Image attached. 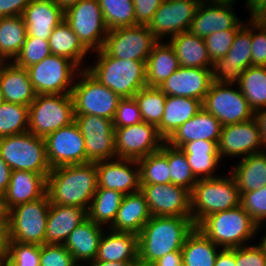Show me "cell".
<instances>
[{
	"instance_id": "obj_71",
	"label": "cell",
	"mask_w": 266,
	"mask_h": 266,
	"mask_svg": "<svg viewBox=\"0 0 266 266\" xmlns=\"http://www.w3.org/2000/svg\"><path fill=\"white\" fill-rule=\"evenodd\" d=\"M73 266H87V264H79V263H76L75 265Z\"/></svg>"
},
{
	"instance_id": "obj_70",
	"label": "cell",
	"mask_w": 266,
	"mask_h": 266,
	"mask_svg": "<svg viewBox=\"0 0 266 266\" xmlns=\"http://www.w3.org/2000/svg\"><path fill=\"white\" fill-rule=\"evenodd\" d=\"M3 102H4L3 94H2V91L0 89V104H2Z\"/></svg>"
},
{
	"instance_id": "obj_27",
	"label": "cell",
	"mask_w": 266,
	"mask_h": 266,
	"mask_svg": "<svg viewBox=\"0 0 266 266\" xmlns=\"http://www.w3.org/2000/svg\"><path fill=\"white\" fill-rule=\"evenodd\" d=\"M87 218V210L81 207L50 203L44 244L63 245L69 234Z\"/></svg>"
},
{
	"instance_id": "obj_59",
	"label": "cell",
	"mask_w": 266,
	"mask_h": 266,
	"mask_svg": "<svg viewBox=\"0 0 266 266\" xmlns=\"http://www.w3.org/2000/svg\"><path fill=\"white\" fill-rule=\"evenodd\" d=\"M10 244L9 219H0V254H7Z\"/></svg>"
},
{
	"instance_id": "obj_52",
	"label": "cell",
	"mask_w": 266,
	"mask_h": 266,
	"mask_svg": "<svg viewBox=\"0 0 266 266\" xmlns=\"http://www.w3.org/2000/svg\"><path fill=\"white\" fill-rule=\"evenodd\" d=\"M143 121L138 104L134 98H124L119 101L113 119L114 128L132 126Z\"/></svg>"
},
{
	"instance_id": "obj_30",
	"label": "cell",
	"mask_w": 266,
	"mask_h": 266,
	"mask_svg": "<svg viewBox=\"0 0 266 266\" xmlns=\"http://www.w3.org/2000/svg\"><path fill=\"white\" fill-rule=\"evenodd\" d=\"M46 194V178L36 172L13 170L6 192L4 193L7 207L40 199Z\"/></svg>"
},
{
	"instance_id": "obj_4",
	"label": "cell",
	"mask_w": 266,
	"mask_h": 266,
	"mask_svg": "<svg viewBox=\"0 0 266 266\" xmlns=\"http://www.w3.org/2000/svg\"><path fill=\"white\" fill-rule=\"evenodd\" d=\"M196 227L221 249H232L255 242L258 225L239 205L208 215Z\"/></svg>"
},
{
	"instance_id": "obj_64",
	"label": "cell",
	"mask_w": 266,
	"mask_h": 266,
	"mask_svg": "<svg viewBox=\"0 0 266 266\" xmlns=\"http://www.w3.org/2000/svg\"><path fill=\"white\" fill-rule=\"evenodd\" d=\"M250 19L261 29L266 30V6L259 9Z\"/></svg>"
},
{
	"instance_id": "obj_42",
	"label": "cell",
	"mask_w": 266,
	"mask_h": 266,
	"mask_svg": "<svg viewBox=\"0 0 266 266\" xmlns=\"http://www.w3.org/2000/svg\"><path fill=\"white\" fill-rule=\"evenodd\" d=\"M140 184H168L171 175L167 161V142L157 152L138 160Z\"/></svg>"
},
{
	"instance_id": "obj_34",
	"label": "cell",
	"mask_w": 266,
	"mask_h": 266,
	"mask_svg": "<svg viewBox=\"0 0 266 266\" xmlns=\"http://www.w3.org/2000/svg\"><path fill=\"white\" fill-rule=\"evenodd\" d=\"M48 41L51 54L68 58L81 70L87 68L91 53L82 45L65 20L54 28Z\"/></svg>"
},
{
	"instance_id": "obj_46",
	"label": "cell",
	"mask_w": 266,
	"mask_h": 266,
	"mask_svg": "<svg viewBox=\"0 0 266 266\" xmlns=\"http://www.w3.org/2000/svg\"><path fill=\"white\" fill-rule=\"evenodd\" d=\"M167 161L171 175V183L192 191L197 179L191 171L185 153L167 143Z\"/></svg>"
},
{
	"instance_id": "obj_55",
	"label": "cell",
	"mask_w": 266,
	"mask_h": 266,
	"mask_svg": "<svg viewBox=\"0 0 266 266\" xmlns=\"http://www.w3.org/2000/svg\"><path fill=\"white\" fill-rule=\"evenodd\" d=\"M135 7V25H145L151 22L155 12L164 0H132Z\"/></svg>"
},
{
	"instance_id": "obj_15",
	"label": "cell",
	"mask_w": 266,
	"mask_h": 266,
	"mask_svg": "<svg viewBox=\"0 0 266 266\" xmlns=\"http://www.w3.org/2000/svg\"><path fill=\"white\" fill-rule=\"evenodd\" d=\"M85 140L86 163L116 158L113 120L96 115H75Z\"/></svg>"
},
{
	"instance_id": "obj_66",
	"label": "cell",
	"mask_w": 266,
	"mask_h": 266,
	"mask_svg": "<svg viewBox=\"0 0 266 266\" xmlns=\"http://www.w3.org/2000/svg\"><path fill=\"white\" fill-rule=\"evenodd\" d=\"M64 12L80 0H53Z\"/></svg>"
},
{
	"instance_id": "obj_14",
	"label": "cell",
	"mask_w": 266,
	"mask_h": 266,
	"mask_svg": "<svg viewBox=\"0 0 266 266\" xmlns=\"http://www.w3.org/2000/svg\"><path fill=\"white\" fill-rule=\"evenodd\" d=\"M246 20L244 26L236 33L226 56L213 62L211 68L213 82L237 85L243 71L251 66V19Z\"/></svg>"
},
{
	"instance_id": "obj_26",
	"label": "cell",
	"mask_w": 266,
	"mask_h": 266,
	"mask_svg": "<svg viewBox=\"0 0 266 266\" xmlns=\"http://www.w3.org/2000/svg\"><path fill=\"white\" fill-rule=\"evenodd\" d=\"M222 125L211 113L202 108L196 115L183 123L166 142L181 148L185 143L195 140L219 142Z\"/></svg>"
},
{
	"instance_id": "obj_72",
	"label": "cell",
	"mask_w": 266,
	"mask_h": 266,
	"mask_svg": "<svg viewBox=\"0 0 266 266\" xmlns=\"http://www.w3.org/2000/svg\"><path fill=\"white\" fill-rule=\"evenodd\" d=\"M134 266H150V265H143V264L137 263Z\"/></svg>"
},
{
	"instance_id": "obj_13",
	"label": "cell",
	"mask_w": 266,
	"mask_h": 266,
	"mask_svg": "<svg viewBox=\"0 0 266 266\" xmlns=\"http://www.w3.org/2000/svg\"><path fill=\"white\" fill-rule=\"evenodd\" d=\"M157 42L148 26L134 25L109 30L103 49L114 58L146 63Z\"/></svg>"
},
{
	"instance_id": "obj_32",
	"label": "cell",
	"mask_w": 266,
	"mask_h": 266,
	"mask_svg": "<svg viewBox=\"0 0 266 266\" xmlns=\"http://www.w3.org/2000/svg\"><path fill=\"white\" fill-rule=\"evenodd\" d=\"M95 260L107 262L139 261L138 235L106 228L100 239Z\"/></svg>"
},
{
	"instance_id": "obj_60",
	"label": "cell",
	"mask_w": 266,
	"mask_h": 266,
	"mask_svg": "<svg viewBox=\"0 0 266 266\" xmlns=\"http://www.w3.org/2000/svg\"><path fill=\"white\" fill-rule=\"evenodd\" d=\"M12 169L0 156V193H5L10 181Z\"/></svg>"
},
{
	"instance_id": "obj_40",
	"label": "cell",
	"mask_w": 266,
	"mask_h": 266,
	"mask_svg": "<svg viewBox=\"0 0 266 266\" xmlns=\"http://www.w3.org/2000/svg\"><path fill=\"white\" fill-rule=\"evenodd\" d=\"M124 195L116 190L97 188L90 207L88 218L105 228H109L117 215Z\"/></svg>"
},
{
	"instance_id": "obj_50",
	"label": "cell",
	"mask_w": 266,
	"mask_h": 266,
	"mask_svg": "<svg viewBox=\"0 0 266 266\" xmlns=\"http://www.w3.org/2000/svg\"><path fill=\"white\" fill-rule=\"evenodd\" d=\"M239 30L227 29L217 31L205 38L206 48L212 62L226 56Z\"/></svg>"
},
{
	"instance_id": "obj_38",
	"label": "cell",
	"mask_w": 266,
	"mask_h": 266,
	"mask_svg": "<svg viewBox=\"0 0 266 266\" xmlns=\"http://www.w3.org/2000/svg\"><path fill=\"white\" fill-rule=\"evenodd\" d=\"M221 250L195 227L181 249L183 266H214Z\"/></svg>"
},
{
	"instance_id": "obj_11",
	"label": "cell",
	"mask_w": 266,
	"mask_h": 266,
	"mask_svg": "<svg viewBox=\"0 0 266 266\" xmlns=\"http://www.w3.org/2000/svg\"><path fill=\"white\" fill-rule=\"evenodd\" d=\"M50 202L45 194L38 200L10 209V241L43 245Z\"/></svg>"
},
{
	"instance_id": "obj_28",
	"label": "cell",
	"mask_w": 266,
	"mask_h": 266,
	"mask_svg": "<svg viewBox=\"0 0 266 266\" xmlns=\"http://www.w3.org/2000/svg\"><path fill=\"white\" fill-rule=\"evenodd\" d=\"M105 229L87 218L69 234L63 245L75 263L88 264L96 259L99 242Z\"/></svg>"
},
{
	"instance_id": "obj_31",
	"label": "cell",
	"mask_w": 266,
	"mask_h": 266,
	"mask_svg": "<svg viewBox=\"0 0 266 266\" xmlns=\"http://www.w3.org/2000/svg\"><path fill=\"white\" fill-rule=\"evenodd\" d=\"M152 217L147 202L140 191L124 195L110 230L139 234Z\"/></svg>"
},
{
	"instance_id": "obj_7",
	"label": "cell",
	"mask_w": 266,
	"mask_h": 266,
	"mask_svg": "<svg viewBox=\"0 0 266 266\" xmlns=\"http://www.w3.org/2000/svg\"><path fill=\"white\" fill-rule=\"evenodd\" d=\"M74 121L71 94H37L29 106L28 131L38 137L45 138Z\"/></svg>"
},
{
	"instance_id": "obj_49",
	"label": "cell",
	"mask_w": 266,
	"mask_h": 266,
	"mask_svg": "<svg viewBox=\"0 0 266 266\" xmlns=\"http://www.w3.org/2000/svg\"><path fill=\"white\" fill-rule=\"evenodd\" d=\"M240 205L259 226L266 220V185L240 194Z\"/></svg>"
},
{
	"instance_id": "obj_16",
	"label": "cell",
	"mask_w": 266,
	"mask_h": 266,
	"mask_svg": "<svg viewBox=\"0 0 266 266\" xmlns=\"http://www.w3.org/2000/svg\"><path fill=\"white\" fill-rule=\"evenodd\" d=\"M165 142L157 126L144 121L132 126L115 128L116 158L138 161L159 151Z\"/></svg>"
},
{
	"instance_id": "obj_24",
	"label": "cell",
	"mask_w": 266,
	"mask_h": 266,
	"mask_svg": "<svg viewBox=\"0 0 266 266\" xmlns=\"http://www.w3.org/2000/svg\"><path fill=\"white\" fill-rule=\"evenodd\" d=\"M22 17L27 36L49 40L54 28L64 21V11L53 0H32Z\"/></svg>"
},
{
	"instance_id": "obj_9",
	"label": "cell",
	"mask_w": 266,
	"mask_h": 266,
	"mask_svg": "<svg viewBox=\"0 0 266 266\" xmlns=\"http://www.w3.org/2000/svg\"><path fill=\"white\" fill-rule=\"evenodd\" d=\"M27 71L36 94H71L81 69L66 57L50 54Z\"/></svg>"
},
{
	"instance_id": "obj_36",
	"label": "cell",
	"mask_w": 266,
	"mask_h": 266,
	"mask_svg": "<svg viewBox=\"0 0 266 266\" xmlns=\"http://www.w3.org/2000/svg\"><path fill=\"white\" fill-rule=\"evenodd\" d=\"M182 67L212 68L213 62L208 54L204 38L191 34L189 31L179 33L167 41Z\"/></svg>"
},
{
	"instance_id": "obj_35",
	"label": "cell",
	"mask_w": 266,
	"mask_h": 266,
	"mask_svg": "<svg viewBox=\"0 0 266 266\" xmlns=\"http://www.w3.org/2000/svg\"><path fill=\"white\" fill-rule=\"evenodd\" d=\"M202 108L201 100L166 95L162 121L157 126L160 135L167 140L183 123L196 115Z\"/></svg>"
},
{
	"instance_id": "obj_21",
	"label": "cell",
	"mask_w": 266,
	"mask_h": 266,
	"mask_svg": "<svg viewBox=\"0 0 266 266\" xmlns=\"http://www.w3.org/2000/svg\"><path fill=\"white\" fill-rule=\"evenodd\" d=\"M44 140L51 169L86 164L85 140L75 121L48 134Z\"/></svg>"
},
{
	"instance_id": "obj_67",
	"label": "cell",
	"mask_w": 266,
	"mask_h": 266,
	"mask_svg": "<svg viewBox=\"0 0 266 266\" xmlns=\"http://www.w3.org/2000/svg\"><path fill=\"white\" fill-rule=\"evenodd\" d=\"M256 237H257V239L260 238L256 241V243H258V245L263 249L264 253L266 254V230H263V231L257 230V236Z\"/></svg>"
},
{
	"instance_id": "obj_63",
	"label": "cell",
	"mask_w": 266,
	"mask_h": 266,
	"mask_svg": "<svg viewBox=\"0 0 266 266\" xmlns=\"http://www.w3.org/2000/svg\"><path fill=\"white\" fill-rule=\"evenodd\" d=\"M137 263H139V261L107 262V261L94 260L88 263L87 266H134Z\"/></svg>"
},
{
	"instance_id": "obj_23",
	"label": "cell",
	"mask_w": 266,
	"mask_h": 266,
	"mask_svg": "<svg viewBox=\"0 0 266 266\" xmlns=\"http://www.w3.org/2000/svg\"><path fill=\"white\" fill-rule=\"evenodd\" d=\"M212 82L211 68L180 66L159 88L165 95L190 97L203 102Z\"/></svg>"
},
{
	"instance_id": "obj_20",
	"label": "cell",
	"mask_w": 266,
	"mask_h": 266,
	"mask_svg": "<svg viewBox=\"0 0 266 266\" xmlns=\"http://www.w3.org/2000/svg\"><path fill=\"white\" fill-rule=\"evenodd\" d=\"M152 216L191 217V191L172 183L140 184Z\"/></svg>"
},
{
	"instance_id": "obj_19",
	"label": "cell",
	"mask_w": 266,
	"mask_h": 266,
	"mask_svg": "<svg viewBox=\"0 0 266 266\" xmlns=\"http://www.w3.org/2000/svg\"><path fill=\"white\" fill-rule=\"evenodd\" d=\"M198 6L195 0H164L148 28L157 41H168L189 30Z\"/></svg>"
},
{
	"instance_id": "obj_25",
	"label": "cell",
	"mask_w": 266,
	"mask_h": 266,
	"mask_svg": "<svg viewBox=\"0 0 266 266\" xmlns=\"http://www.w3.org/2000/svg\"><path fill=\"white\" fill-rule=\"evenodd\" d=\"M218 143L208 140H195L185 143L180 149L185 153L192 173L197 180L211 179L223 174L217 173L226 162H222L218 153ZM225 163V164H223ZM219 168V169H218Z\"/></svg>"
},
{
	"instance_id": "obj_6",
	"label": "cell",
	"mask_w": 266,
	"mask_h": 266,
	"mask_svg": "<svg viewBox=\"0 0 266 266\" xmlns=\"http://www.w3.org/2000/svg\"><path fill=\"white\" fill-rule=\"evenodd\" d=\"M0 156L12 171L36 172L45 178L51 171L44 138L29 131L0 138Z\"/></svg>"
},
{
	"instance_id": "obj_56",
	"label": "cell",
	"mask_w": 266,
	"mask_h": 266,
	"mask_svg": "<svg viewBox=\"0 0 266 266\" xmlns=\"http://www.w3.org/2000/svg\"><path fill=\"white\" fill-rule=\"evenodd\" d=\"M32 0H0V17L22 16Z\"/></svg>"
},
{
	"instance_id": "obj_10",
	"label": "cell",
	"mask_w": 266,
	"mask_h": 266,
	"mask_svg": "<svg viewBox=\"0 0 266 266\" xmlns=\"http://www.w3.org/2000/svg\"><path fill=\"white\" fill-rule=\"evenodd\" d=\"M64 20L90 53L103 48L109 30L98 0H80L64 12Z\"/></svg>"
},
{
	"instance_id": "obj_68",
	"label": "cell",
	"mask_w": 266,
	"mask_h": 266,
	"mask_svg": "<svg viewBox=\"0 0 266 266\" xmlns=\"http://www.w3.org/2000/svg\"><path fill=\"white\" fill-rule=\"evenodd\" d=\"M0 266H8L7 254H0Z\"/></svg>"
},
{
	"instance_id": "obj_73",
	"label": "cell",
	"mask_w": 266,
	"mask_h": 266,
	"mask_svg": "<svg viewBox=\"0 0 266 266\" xmlns=\"http://www.w3.org/2000/svg\"><path fill=\"white\" fill-rule=\"evenodd\" d=\"M195 1L201 3V2H206L207 0H195Z\"/></svg>"
},
{
	"instance_id": "obj_43",
	"label": "cell",
	"mask_w": 266,
	"mask_h": 266,
	"mask_svg": "<svg viewBox=\"0 0 266 266\" xmlns=\"http://www.w3.org/2000/svg\"><path fill=\"white\" fill-rule=\"evenodd\" d=\"M144 122L158 126L164 114L166 95L159 87L145 86L134 96Z\"/></svg>"
},
{
	"instance_id": "obj_51",
	"label": "cell",
	"mask_w": 266,
	"mask_h": 266,
	"mask_svg": "<svg viewBox=\"0 0 266 266\" xmlns=\"http://www.w3.org/2000/svg\"><path fill=\"white\" fill-rule=\"evenodd\" d=\"M40 266H73L72 255L62 244L40 245Z\"/></svg>"
},
{
	"instance_id": "obj_69",
	"label": "cell",
	"mask_w": 266,
	"mask_h": 266,
	"mask_svg": "<svg viewBox=\"0 0 266 266\" xmlns=\"http://www.w3.org/2000/svg\"><path fill=\"white\" fill-rule=\"evenodd\" d=\"M257 230H266V220L257 227Z\"/></svg>"
},
{
	"instance_id": "obj_37",
	"label": "cell",
	"mask_w": 266,
	"mask_h": 266,
	"mask_svg": "<svg viewBox=\"0 0 266 266\" xmlns=\"http://www.w3.org/2000/svg\"><path fill=\"white\" fill-rule=\"evenodd\" d=\"M179 67V60L170 44L158 41L146 62V86L159 87Z\"/></svg>"
},
{
	"instance_id": "obj_3",
	"label": "cell",
	"mask_w": 266,
	"mask_h": 266,
	"mask_svg": "<svg viewBox=\"0 0 266 266\" xmlns=\"http://www.w3.org/2000/svg\"><path fill=\"white\" fill-rule=\"evenodd\" d=\"M86 70L121 99L133 96L146 86V63L111 57L103 48L92 52ZM91 63V64H90Z\"/></svg>"
},
{
	"instance_id": "obj_18",
	"label": "cell",
	"mask_w": 266,
	"mask_h": 266,
	"mask_svg": "<svg viewBox=\"0 0 266 266\" xmlns=\"http://www.w3.org/2000/svg\"><path fill=\"white\" fill-rule=\"evenodd\" d=\"M238 1H206L199 3L191 22L189 32L200 38H206L214 32L227 29H241L244 19L235 12Z\"/></svg>"
},
{
	"instance_id": "obj_48",
	"label": "cell",
	"mask_w": 266,
	"mask_h": 266,
	"mask_svg": "<svg viewBox=\"0 0 266 266\" xmlns=\"http://www.w3.org/2000/svg\"><path fill=\"white\" fill-rule=\"evenodd\" d=\"M8 266H40V245L10 241Z\"/></svg>"
},
{
	"instance_id": "obj_58",
	"label": "cell",
	"mask_w": 266,
	"mask_h": 266,
	"mask_svg": "<svg viewBox=\"0 0 266 266\" xmlns=\"http://www.w3.org/2000/svg\"><path fill=\"white\" fill-rule=\"evenodd\" d=\"M214 266H236V248L222 249L217 255Z\"/></svg>"
},
{
	"instance_id": "obj_22",
	"label": "cell",
	"mask_w": 266,
	"mask_h": 266,
	"mask_svg": "<svg viewBox=\"0 0 266 266\" xmlns=\"http://www.w3.org/2000/svg\"><path fill=\"white\" fill-rule=\"evenodd\" d=\"M95 164L98 188L116 190L123 195L140 191V167L137 160L115 158Z\"/></svg>"
},
{
	"instance_id": "obj_53",
	"label": "cell",
	"mask_w": 266,
	"mask_h": 266,
	"mask_svg": "<svg viewBox=\"0 0 266 266\" xmlns=\"http://www.w3.org/2000/svg\"><path fill=\"white\" fill-rule=\"evenodd\" d=\"M236 266H266V254L256 242L238 247Z\"/></svg>"
},
{
	"instance_id": "obj_44",
	"label": "cell",
	"mask_w": 266,
	"mask_h": 266,
	"mask_svg": "<svg viewBox=\"0 0 266 266\" xmlns=\"http://www.w3.org/2000/svg\"><path fill=\"white\" fill-rule=\"evenodd\" d=\"M29 125V106L4 101L0 104V138L25 133Z\"/></svg>"
},
{
	"instance_id": "obj_47",
	"label": "cell",
	"mask_w": 266,
	"mask_h": 266,
	"mask_svg": "<svg viewBox=\"0 0 266 266\" xmlns=\"http://www.w3.org/2000/svg\"><path fill=\"white\" fill-rule=\"evenodd\" d=\"M50 54L48 40L27 36L20 53L14 59L13 63L20 68L27 69L28 67L41 62Z\"/></svg>"
},
{
	"instance_id": "obj_61",
	"label": "cell",
	"mask_w": 266,
	"mask_h": 266,
	"mask_svg": "<svg viewBox=\"0 0 266 266\" xmlns=\"http://www.w3.org/2000/svg\"><path fill=\"white\" fill-rule=\"evenodd\" d=\"M254 117L256 118L258 122L260 132H261L262 142L266 150V107L257 110L255 112Z\"/></svg>"
},
{
	"instance_id": "obj_29",
	"label": "cell",
	"mask_w": 266,
	"mask_h": 266,
	"mask_svg": "<svg viewBox=\"0 0 266 266\" xmlns=\"http://www.w3.org/2000/svg\"><path fill=\"white\" fill-rule=\"evenodd\" d=\"M0 89L6 102L30 106L36 97L27 69L0 62Z\"/></svg>"
},
{
	"instance_id": "obj_12",
	"label": "cell",
	"mask_w": 266,
	"mask_h": 266,
	"mask_svg": "<svg viewBox=\"0 0 266 266\" xmlns=\"http://www.w3.org/2000/svg\"><path fill=\"white\" fill-rule=\"evenodd\" d=\"M202 107L216 117L222 126L245 122L255 115L238 85L212 82Z\"/></svg>"
},
{
	"instance_id": "obj_39",
	"label": "cell",
	"mask_w": 266,
	"mask_h": 266,
	"mask_svg": "<svg viewBox=\"0 0 266 266\" xmlns=\"http://www.w3.org/2000/svg\"><path fill=\"white\" fill-rule=\"evenodd\" d=\"M27 37L22 16L0 17V62H13Z\"/></svg>"
},
{
	"instance_id": "obj_8",
	"label": "cell",
	"mask_w": 266,
	"mask_h": 266,
	"mask_svg": "<svg viewBox=\"0 0 266 266\" xmlns=\"http://www.w3.org/2000/svg\"><path fill=\"white\" fill-rule=\"evenodd\" d=\"M75 115H96L114 119L121 98L97 81L86 69L81 70L72 88Z\"/></svg>"
},
{
	"instance_id": "obj_57",
	"label": "cell",
	"mask_w": 266,
	"mask_h": 266,
	"mask_svg": "<svg viewBox=\"0 0 266 266\" xmlns=\"http://www.w3.org/2000/svg\"><path fill=\"white\" fill-rule=\"evenodd\" d=\"M150 266H183L182 253L181 251L169 252Z\"/></svg>"
},
{
	"instance_id": "obj_41",
	"label": "cell",
	"mask_w": 266,
	"mask_h": 266,
	"mask_svg": "<svg viewBox=\"0 0 266 266\" xmlns=\"http://www.w3.org/2000/svg\"><path fill=\"white\" fill-rule=\"evenodd\" d=\"M237 85L254 112L266 107V66L248 67Z\"/></svg>"
},
{
	"instance_id": "obj_1",
	"label": "cell",
	"mask_w": 266,
	"mask_h": 266,
	"mask_svg": "<svg viewBox=\"0 0 266 266\" xmlns=\"http://www.w3.org/2000/svg\"><path fill=\"white\" fill-rule=\"evenodd\" d=\"M98 188L95 163L52 168L46 178V194L56 205L78 206L88 211Z\"/></svg>"
},
{
	"instance_id": "obj_54",
	"label": "cell",
	"mask_w": 266,
	"mask_h": 266,
	"mask_svg": "<svg viewBox=\"0 0 266 266\" xmlns=\"http://www.w3.org/2000/svg\"><path fill=\"white\" fill-rule=\"evenodd\" d=\"M251 66H266V30L251 20Z\"/></svg>"
},
{
	"instance_id": "obj_65",
	"label": "cell",
	"mask_w": 266,
	"mask_h": 266,
	"mask_svg": "<svg viewBox=\"0 0 266 266\" xmlns=\"http://www.w3.org/2000/svg\"><path fill=\"white\" fill-rule=\"evenodd\" d=\"M9 208L6 204L4 193H0V219H9Z\"/></svg>"
},
{
	"instance_id": "obj_2",
	"label": "cell",
	"mask_w": 266,
	"mask_h": 266,
	"mask_svg": "<svg viewBox=\"0 0 266 266\" xmlns=\"http://www.w3.org/2000/svg\"><path fill=\"white\" fill-rule=\"evenodd\" d=\"M191 217L152 216L138 234V260L151 265L169 252L181 251L194 230Z\"/></svg>"
},
{
	"instance_id": "obj_45",
	"label": "cell",
	"mask_w": 266,
	"mask_h": 266,
	"mask_svg": "<svg viewBox=\"0 0 266 266\" xmlns=\"http://www.w3.org/2000/svg\"><path fill=\"white\" fill-rule=\"evenodd\" d=\"M108 30L135 25L132 0H98Z\"/></svg>"
},
{
	"instance_id": "obj_5",
	"label": "cell",
	"mask_w": 266,
	"mask_h": 266,
	"mask_svg": "<svg viewBox=\"0 0 266 266\" xmlns=\"http://www.w3.org/2000/svg\"><path fill=\"white\" fill-rule=\"evenodd\" d=\"M229 174V175H228ZM211 179H200L191 191V219L197 226L205 217L240 205L241 195L228 172Z\"/></svg>"
},
{
	"instance_id": "obj_33",
	"label": "cell",
	"mask_w": 266,
	"mask_h": 266,
	"mask_svg": "<svg viewBox=\"0 0 266 266\" xmlns=\"http://www.w3.org/2000/svg\"><path fill=\"white\" fill-rule=\"evenodd\" d=\"M238 185L239 193L260 189L266 185V150L251 154L235 163L228 171Z\"/></svg>"
},
{
	"instance_id": "obj_62",
	"label": "cell",
	"mask_w": 266,
	"mask_h": 266,
	"mask_svg": "<svg viewBox=\"0 0 266 266\" xmlns=\"http://www.w3.org/2000/svg\"><path fill=\"white\" fill-rule=\"evenodd\" d=\"M243 4L245 11L249 12L248 18H251L259 9L266 6V0H244Z\"/></svg>"
},
{
	"instance_id": "obj_17",
	"label": "cell",
	"mask_w": 266,
	"mask_h": 266,
	"mask_svg": "<svg viewBox=\"0 0 266 266\" xmlns=\"http://www.w3.org/2000/svg\"><path fill=\"white\" fill-rule=\"evenodd\" d=\"M218 153L222 161H235L251 154L265 151L261 132L256 118L222 126Z\"/></svg>"
}]
</instances>
